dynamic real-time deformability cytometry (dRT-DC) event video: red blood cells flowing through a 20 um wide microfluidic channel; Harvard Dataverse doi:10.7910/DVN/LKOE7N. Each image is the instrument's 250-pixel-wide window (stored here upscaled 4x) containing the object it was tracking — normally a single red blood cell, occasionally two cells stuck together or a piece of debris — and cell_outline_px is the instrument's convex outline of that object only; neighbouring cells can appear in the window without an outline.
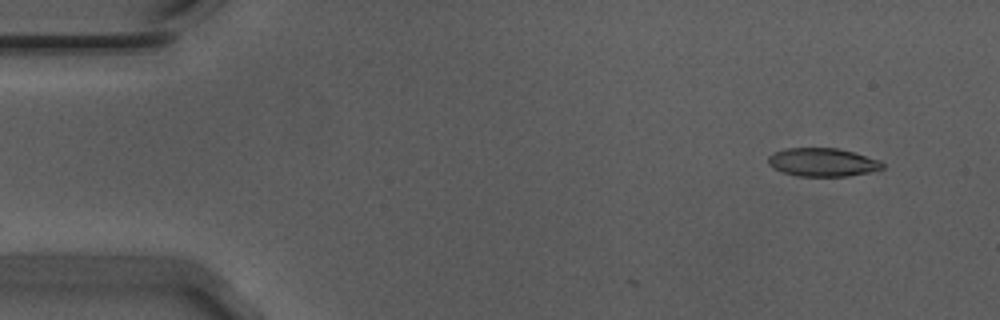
{"species": "Egyptian fruit bat (a non-hibernating species)", "species_latin": "Rousettus aegyptiacus", "temperature_condition": "warm", "stored_images_in_passage": 4, "camera_frame_rate_fps": 3000, "um_per_image_px": 0.085, "animal": {"sex": "male"}, "frame": {"image": 1, "passage_image": 1, "time_ms": 0.0, "image_size_px": [1000, 320], "cell_outline_px": [[884, 168], [868, 172], [848, 176], [800, 176], [780, 172], [772, 168], [768, 164], [768, 156], [784, 148], [836, 148], [852, 152], [880, 160], [884, 164]], "centroid_in_image_um": [69.88, 13.79], "position_along_channel_um": 15.1, "area_um2": 18.84}}